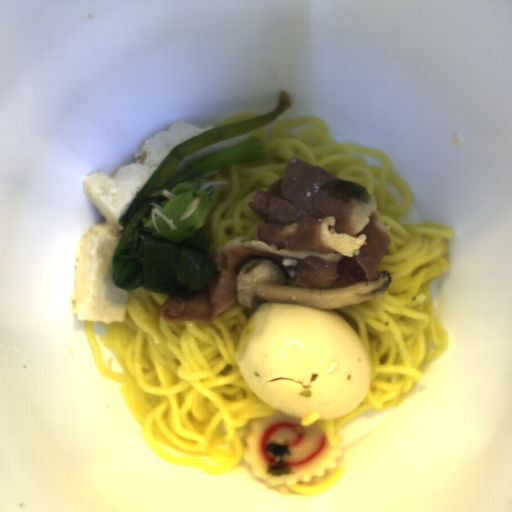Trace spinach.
<instances>
[{"instance_id": "obj_1", "label": "spinach", "mask_w": 512, "mask_h": 512, "mask_svg": "<svg viewBox=\"0 0 512 512\" xmlns=\"http://www.w3.org/2000/svg\"><path fill=\"white\" fill-rule=\"evenodd\" d=\"M279 104L268 114L212 128L182 143L163 159L143 189L118 222L123 227L122 238L113 254V282L126 291L142 287L146 291L169 296L187 297L205 286L217 270L209 254V242L202 230L210 202L211 188L199 190L209 177L204 175L221 168L262 161L265 145L261 138L248 139L205 155L186 165L175 176L183 159L213 143L234 138L273 123L292 106L286 91L279 92ZM174 199L163 195L149 198L155 190L166 189ZM201 194V203L190 217L178 221L186 208ZM163 207L164 215L172 219L177 230L155 215L156 232L150 218L153 207Z\"/></svg>"}, {"instance_id": "obj_2", "label": "spinach", "mask_w": 512, "mask_h": 512, "mask_svg": "<svg viewBox=\"0 0 512 512\" xmlns=\"http://www.w3.org/2000/svg\"><path fill=\"white\" fill-rule=\"evenodd\" d=\"M320 189L327 191V195L333 200H340L344 204H348L352 199H357L369 205L371 198L364 186L348 180H332L324 183Z\"/></svg>"}]
</instances>
